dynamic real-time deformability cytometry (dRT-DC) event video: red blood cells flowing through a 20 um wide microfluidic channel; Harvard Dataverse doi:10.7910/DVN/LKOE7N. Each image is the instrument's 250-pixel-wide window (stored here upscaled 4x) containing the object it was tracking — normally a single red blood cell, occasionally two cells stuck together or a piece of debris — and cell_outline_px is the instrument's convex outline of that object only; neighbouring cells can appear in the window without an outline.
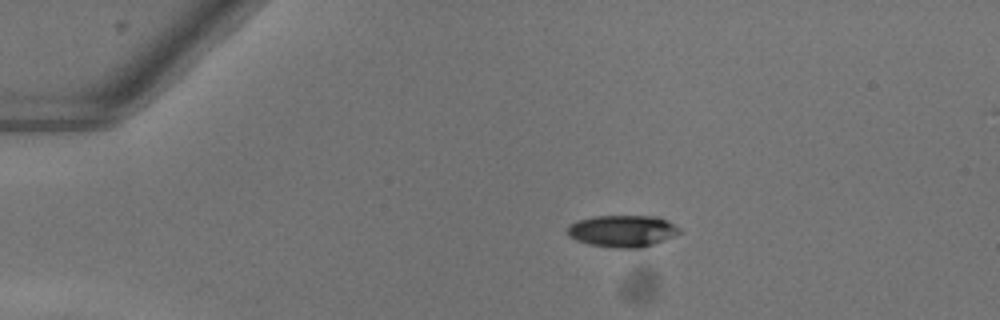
{"species": "common noctule bat (a hibernating species)", "species_latin": "Nyctalus noctula", "temperature_condition": "warm", "stored_images_in_passage": 42, "camera_frame_rate_fps": 3000, "um_per_image_px": 0.085, "animal": {"sex": "female"}, "frame": {"image": 1, "passage_image": 1, "time_ms": 0.0, "image_size_px": [1000, 320], "cell_outline_px": [[684, 232], [644, 248], [616, 248], [588, 244], [576, 240], [568, 236], [568, 224], [576, 220], [592, 216], [656, 216], [668, 220], [680, 228]], "centroid_in_image_um": [52.92, 19.63], "position_along_channel_um": 32.1, "area_um2": 21.15}}
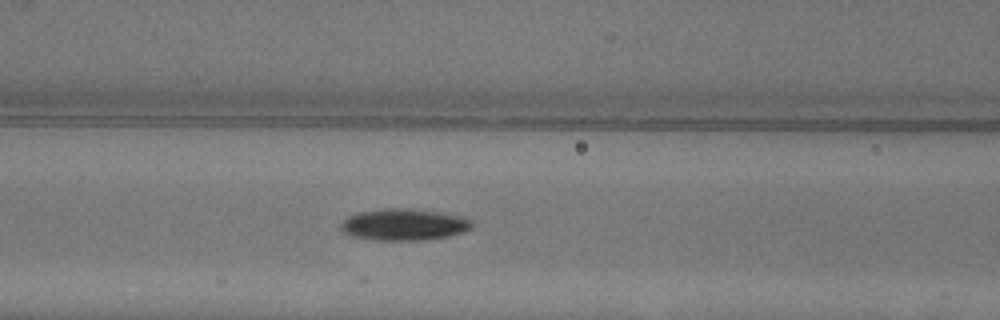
{"frame": {"image": 2, "passage_image": 13, "time_ms": 4.0, "image_size_px": [1000, 320], "cell_outline_px": [[472, 228], [464, 232], [448, 236], [420, 240], [376, 240], [352, 236], [344, 232], [340, 228], [340, 224], [348, 216], [356, 212], [380, 208], [412, 208], [440, 212], [460, 216], [472, 220]], "centroid_in_image_um": [34.32, 19.07], "position_along_channel_um": 132.3, "area_um2": 24.33}}
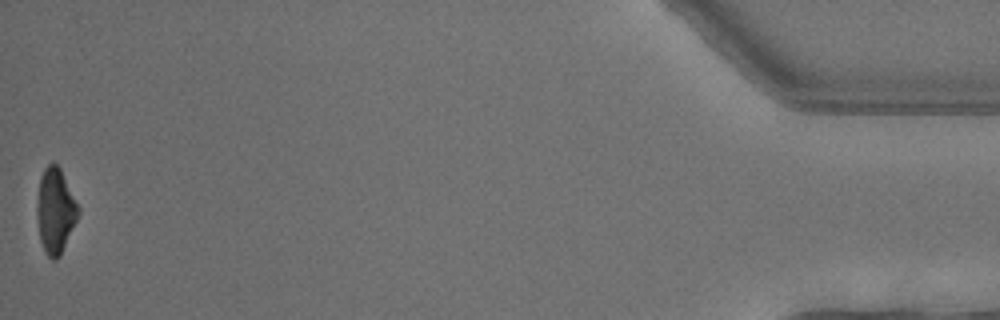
{"frame": {"image": 3, "passage_image": 42, "time_ms": 13.667, "image_size_px": [1000, 320], "cell_outline_px": [[80, 212], [60, 256], [56, 260], [52, 260], [44, 252], [40, 240], [36, 212], [36, 204], [40, 176], [44, 168], [48, 164], [56, 164], [60, 168], [80, 208]], "centroid_in_image_um": [4.69, 17.93], "position_along_channel_um": 430.5, "area_um2": 20.52}, "authors_computed_cell_mechanics": {"area_um2": 22.6865, "velocity_mm_per_s": 4.0659, "shape_relaxation_time_tau1_ms": 2.8181, "shape_relaxation_time_tau2_ms": null, "deformation_change_tau1": 0.147, "deformation_change_tau2": null}}